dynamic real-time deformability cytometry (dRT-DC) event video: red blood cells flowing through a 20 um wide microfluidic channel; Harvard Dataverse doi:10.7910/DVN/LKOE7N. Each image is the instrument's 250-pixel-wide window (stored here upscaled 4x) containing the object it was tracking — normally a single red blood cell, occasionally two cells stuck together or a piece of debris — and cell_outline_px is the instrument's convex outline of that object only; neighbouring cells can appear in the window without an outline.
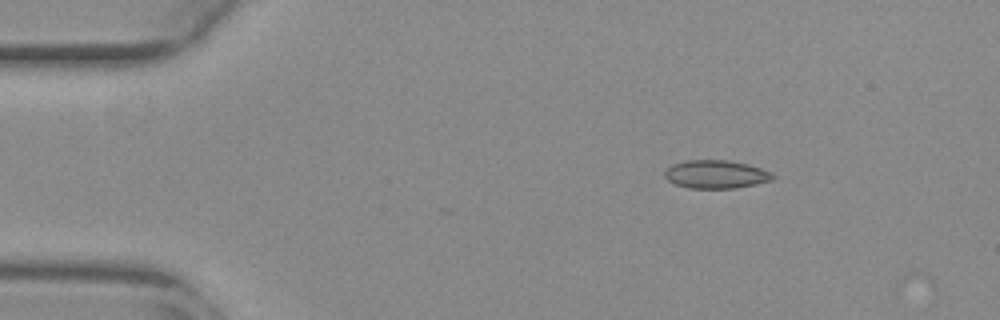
{"species": "common noctule bat (a hibernating species)", "species_latin": "Nyctalus noctula", "temperature_condition": "warm", "stored_images_in_passage": 14, "camera_frame_rate_fps": 3000, "um_per_image_px": 0.085, "animal": {"sex": "female", "body_mass_g": 29.2, "forearm_length_mm": 56.3}, "frame": {"image": 1, "passage_image": 6, "time_ms": 1.667, "image_size_px": [1000, 320], "cell_outline_px": [[776, 176], [772, 180], [756, 184], [736, 188], [688, 188], [676, 184], [668, 180], [664, 176], [664, 172], [672, 164], [684, 160], [728, 160], [748, 164], [772, 172]], "centroid_in_image_um": [60.87, 14.81], "position_along_channel_um": 24.1, "area_um2": 17.86}}